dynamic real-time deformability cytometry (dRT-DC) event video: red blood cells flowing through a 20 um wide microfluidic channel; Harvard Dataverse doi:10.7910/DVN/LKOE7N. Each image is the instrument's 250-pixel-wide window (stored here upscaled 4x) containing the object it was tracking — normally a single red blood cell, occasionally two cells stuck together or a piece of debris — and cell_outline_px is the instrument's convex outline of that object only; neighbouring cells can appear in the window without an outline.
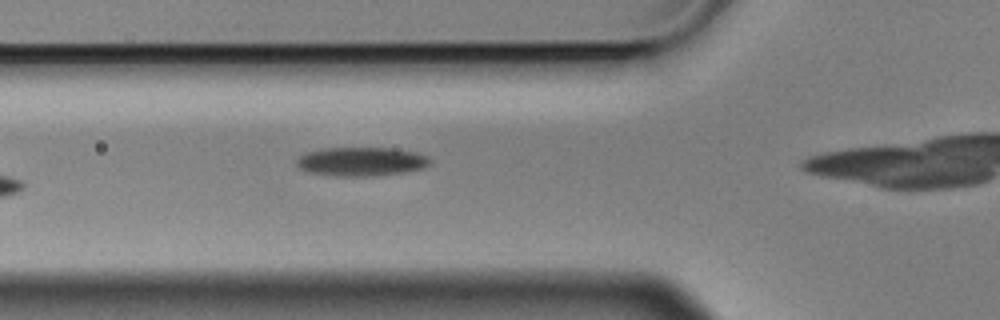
{"species": "Egyptian fruit bat (a non-hibernating species)", "species_latin": "Rousettus aegyptiacus", "temperature_condition": "cold", "stored_images_in_passage": 7, "camera_frame_rate_fps": 3000, "um_per_image_px": 0.085, "animal": {"sex": "male"}, "frame": {"image": 1, "passage_image": 5, "time_ms": 1.333, "image_size_px": [1000, 320], "cell_outline_px": [[432, 164], [424, 168], [404, 172], [372, 176], [336, 176], [308, 172], [296, 168], [296, 160], [304, 152], [320, 148], [392, 148], [416, 152], [428, 156], [432, 160]], "centroid_in_image_um": [30.69, 13.73], "position_along_channel_um": 95.1, "area_um2": 22.83}}